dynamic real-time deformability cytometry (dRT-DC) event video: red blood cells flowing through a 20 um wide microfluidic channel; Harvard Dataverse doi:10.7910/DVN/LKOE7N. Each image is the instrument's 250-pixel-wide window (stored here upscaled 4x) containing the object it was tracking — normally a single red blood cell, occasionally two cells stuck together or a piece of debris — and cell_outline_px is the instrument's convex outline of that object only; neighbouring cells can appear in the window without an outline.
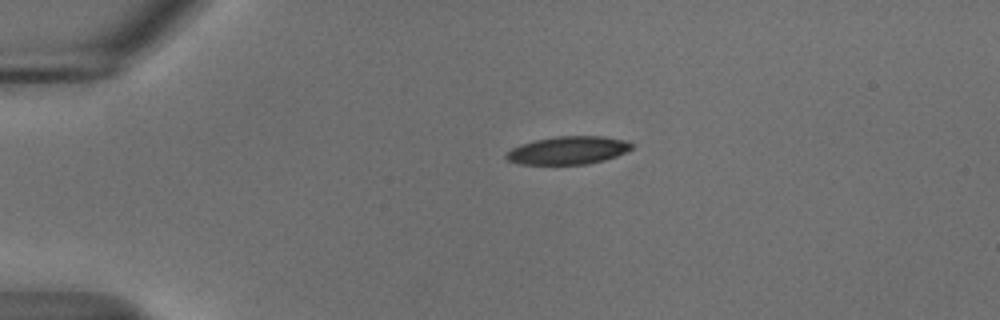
{"species": "common noctule bat (a hibernating species)", "species_latin": "Nyctalus noctula", "temperature_condition": "cold", "stored_images_in_passage": 44, "camera_frame_rate_fps": 3000, "um_per_image_px": 0.085, "animal": {"sex": "male", "body_mass_g": 18.8}, "frame": {"image": 1, "passage_image": 1, "time_ms": 0.0, "image_size_px": [1000, 320], "cell_outline_px": [[632, 148], [616, 156], [604, 160], [588, 164], [520, 164], [508, 160], [504, 156], [512, 148], [520, 144], [532, 140], [556, 136], [604, 136], [624, 140], [632, 144]], "centroid_in_image_um": [48.26, 12.77], "position_along_channel_um": 36.7, "area_um2": 20.4}}
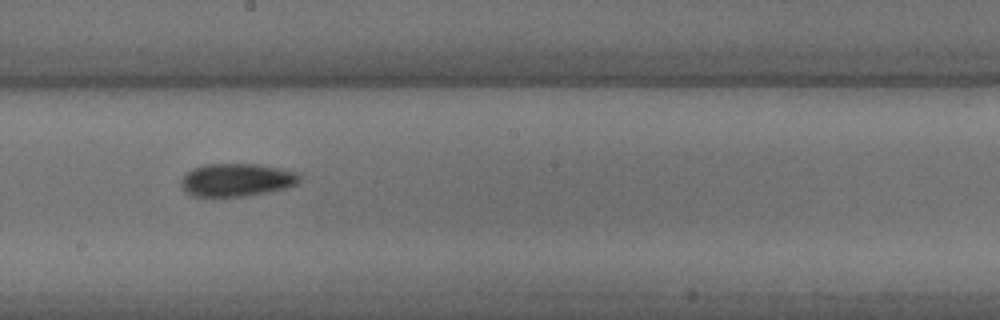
{"frame": {"image": 2, "passage_image": 20, "time_ms": 6.333, "image_size_px": [1000, 320], "cell_outline_px": [[300, 180], [296, 184], [288, 188], [248, 196], [192, 196], [184, 192], [180, 188], [180, 180], [192, 168], [204, 164], [260, 164], [280, 168], [296, 172], [300, 176]], "centroid_in_image_um": [20.1, 15.29], "position_along_channel_um": 228.1, "area_um2": 23.0}}
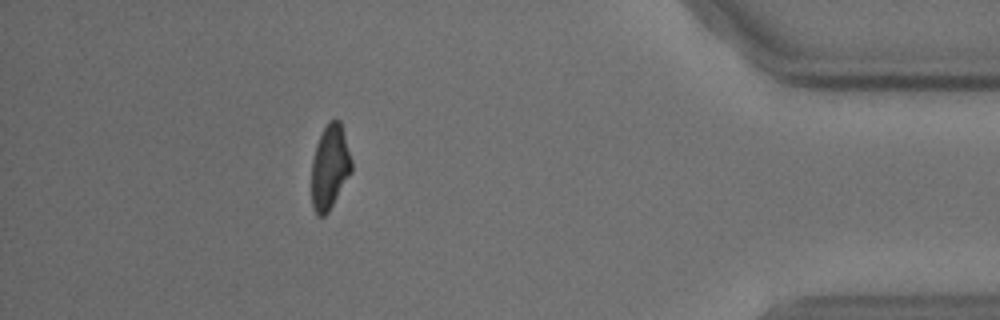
{"frame": {"image": 3, "passage_image": 38, "time_ms": 12.333, "image_size_px": [1000, 320], "cell_outline_px": [[352, 172], [328, 212], [324, 216], [316, 216], [312, 208], [312, 160], [316, 144], [328, 120], [340, 120], [352, 160]], "centroid_in_image_um": [28.03, 14.21], "position_along_channel_um": 407.2, "area_um2": 19.71}, "authors_computed_cell_mechanics": {"area_um2": 21.5305, "velocity_mm_per_s": 3.6955, "shape_relaxation_time_tau1_ms": 6.5107, "shape_relaxation_time_tau2_ms": null, "deformation_change_tau1": 0.1762, "deformation_change_tau2": null}}